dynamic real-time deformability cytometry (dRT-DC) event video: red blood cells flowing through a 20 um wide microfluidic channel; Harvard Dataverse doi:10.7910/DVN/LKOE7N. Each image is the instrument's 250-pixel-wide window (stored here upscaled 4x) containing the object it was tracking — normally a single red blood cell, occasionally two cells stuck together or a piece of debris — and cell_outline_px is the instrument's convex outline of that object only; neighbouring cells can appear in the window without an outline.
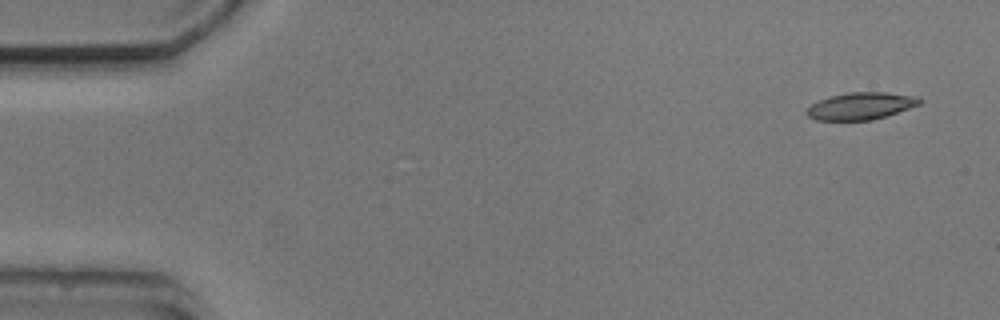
{"species": "common noctule bat (a hibernating species)", "species_latin": "Nyctalus noctula", "temperature_condition": "cold", "stored_images_in_passage": 5, "camera_frame_rate_fps": 3000, "um_per_image_px": 0.085, "animal": {"sex": "male", "body_mass_g": 20.5, "forearm_length_mm": 52.5}, "frame": {"image": 1, "passage_image": 1, "time_ms": 0.0, "image_size_px": [1000, 320], "cell_outline_px": [[924, 100], [920, 104], [872, 120], [816, 120], [808, 116], [804, 112], [812, 104], [828, 96], [848, 92], [884, 92], [920, 96]], "centroid_in_image_um": [73.18, 8.99], "position_along_channel_um": 11.8, "area_um2": 17.86}}
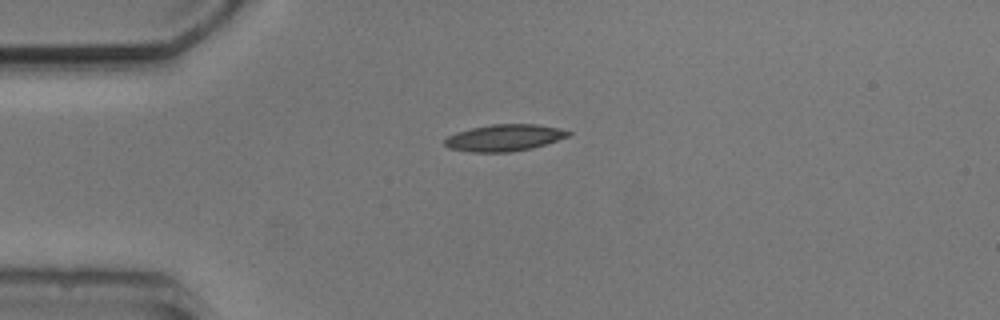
{"frame": {"image": 2, "passage_image": 4, "time_ms": 3.333, "image_size_px": [1000, 320], "cell_outline_px": [[572, 132], [568, 136], [532, 148], [512, 152], [472, 152], [448, 148], [444, 144], [444, 140], [448, 136], [456, 132], [472, 128], [492, 124], [536, 124], [556, 128]], "centroid_in_image_um": [42.82, 11.71], "position_along_channel_um": 42.2, "area_um2": 19.02}}